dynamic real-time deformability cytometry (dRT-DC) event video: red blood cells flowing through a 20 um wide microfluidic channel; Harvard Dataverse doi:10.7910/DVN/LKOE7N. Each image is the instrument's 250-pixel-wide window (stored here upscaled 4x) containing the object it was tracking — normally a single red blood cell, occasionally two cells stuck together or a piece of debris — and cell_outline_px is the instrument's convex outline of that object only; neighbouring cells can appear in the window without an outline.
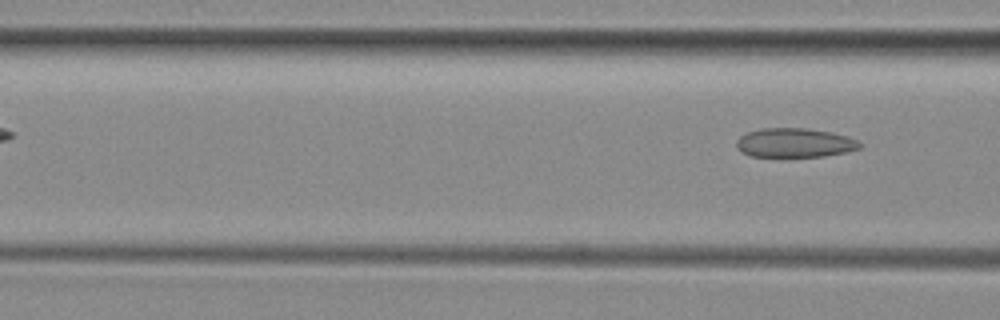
{"species": "common noctule bat (a hibernating species)", "species_latin": "Nyctalus noctula", "temperature_condition": "room temperature", "stored_images_in_passage": 4, "camera_frame_rate_fps": 3000, "um_per_image_px": 0.085, "animal": {"sex": "female", "body_mass_g": 29.2, "forearm_length_mm": 56.3}, "frame": {"image": 1, "passage_image": 4, "time_ms": 3.333, "image_size_px": [1000, 320], "cell_outline_px": [[860, 148], [848, 152], [824, 156], [752, 156], [740, 152], [736, 148], [736, 140], [740, 136], [748, 132], [760, 128], [804, 128], [832, 132], [848, 136], [856, 140], [860, 144]], "centroid_in_image_um": [67.52, 12.13], "position_along_channel_um": 99.1, "area_um2": 20.98}}